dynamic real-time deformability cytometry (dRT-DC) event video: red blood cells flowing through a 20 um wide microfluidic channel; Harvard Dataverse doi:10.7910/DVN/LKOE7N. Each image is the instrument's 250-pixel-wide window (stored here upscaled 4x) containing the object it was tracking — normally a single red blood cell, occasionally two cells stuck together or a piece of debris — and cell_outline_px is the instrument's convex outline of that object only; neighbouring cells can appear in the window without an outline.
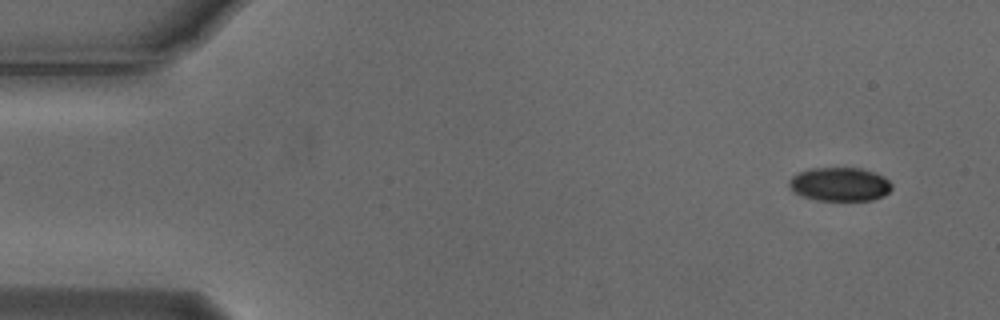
{"species": "Egyptian fruit bat (a non-hibernating species)", "species_latin": "Rousettus aegyptiacus", "temperature_condition": "cold", "stored_images_in_passage": 5, "camera_frame_rate_fps": 3000, "um_per_image_px": 0.085, "animal": {"sex": "male"}, "frame": {"image": 1, "passage_image": 1, "time_ms": 0.0, "image_size_px": [1000, 320], "cell_outline_px": [[892, 188], [884, 196], [872, 200], [816, 200], [800, 196], [792, 192], [788, 184], [788, 180], [792, 176], [800, 172], [812, 168], [860, 168], [884, 176], [892, 184]], "centroid_in_image_um": [71.35, 15.67], "position_along_channel_um": 13.6, "area_um2": 20.29}}
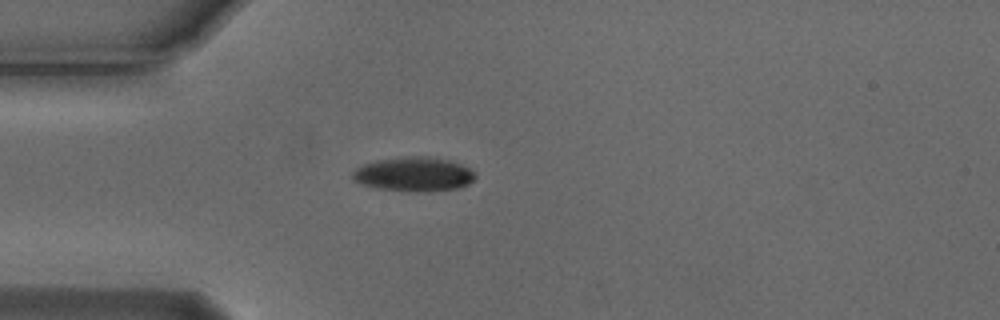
{"frame": {"image": 2, "passage_image": 4, "time_ms": 1.0, "image_size_px": [1000, 320], "cell_outline_px": [[476, 176], [468, 184], [460, 188], [424, 192], [376, 188], [360, 184], [352, 180], [352, 172], [356, 168], [364, 164], [376, 160], [404, 156], [428, 156], [448, 160], [460, 164], [476, 172]], "centroid_in_image_um": [35.16, 14.8], "position_along_channel_um": 49.8, "area_um2": 24.62}}